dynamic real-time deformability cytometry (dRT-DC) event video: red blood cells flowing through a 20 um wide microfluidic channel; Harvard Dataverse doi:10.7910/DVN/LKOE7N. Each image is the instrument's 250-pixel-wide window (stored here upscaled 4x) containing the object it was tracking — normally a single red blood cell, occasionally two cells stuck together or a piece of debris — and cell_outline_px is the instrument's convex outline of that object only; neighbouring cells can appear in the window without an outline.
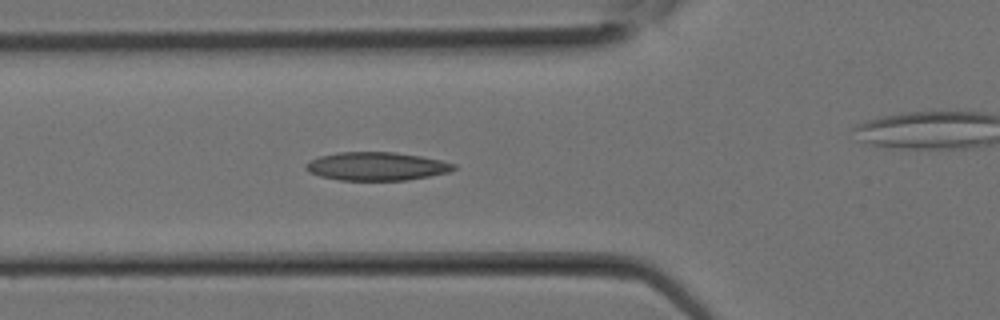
{"species": "Egyptian fruit bat (a non-hibernating species)", "species_latin": "Rousettus aegyptiacus", "temperature_condition": "room temperature", "stored_images_in_passage": 21, "camera_frame_rate_fps": 3000, "um_per_image_px": 0.085, "animal": {"sex": "female"}, "frame": {"image": 1, "passage_image": 10, "time_ms": 3.0, "image_size_px": [1000, 320], "cell_outline_px": [[456, 168], [448, 172], [408, 180], [340, 180], [320, 176], [308, 172], [304, 168], [304, 164], [308, 160], [320, 156], [340, 152], [396, 152], [420, 156], [440, 160], [456, 164]], "centroid_in_image_um": [31.96, 14.13], "position_along_channel_um": 93.8, "area_um2": 24.45}}
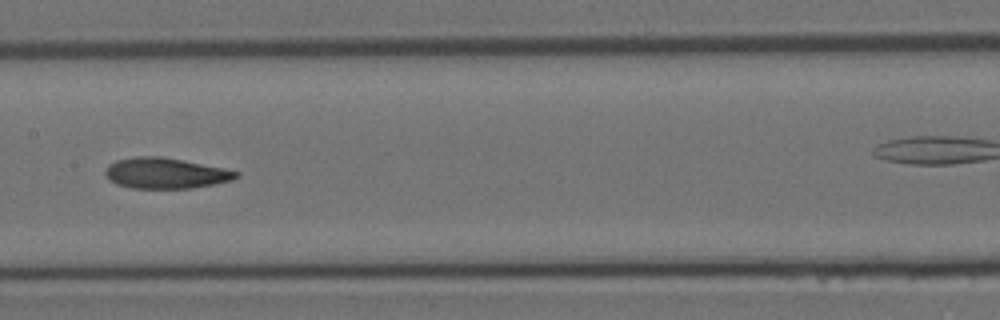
{"frame": {"image": 2, "passage_image": 14, "time_ms": 4.333, "image_size_px": [1000, 320], "cell_outline_px": [[240, 176], [232, 180], [192, 188], [132, 188], [116, 184], [108, 180], [104, 172], [108, 164], [116, 160], [136, 156], [160, 156], [184, 160], [224, 168], [240, 172]], "centroid_in_image_um": [14.05, 14.71], "position_along_channel_um": 193.4, "area_um2": 23.52}}
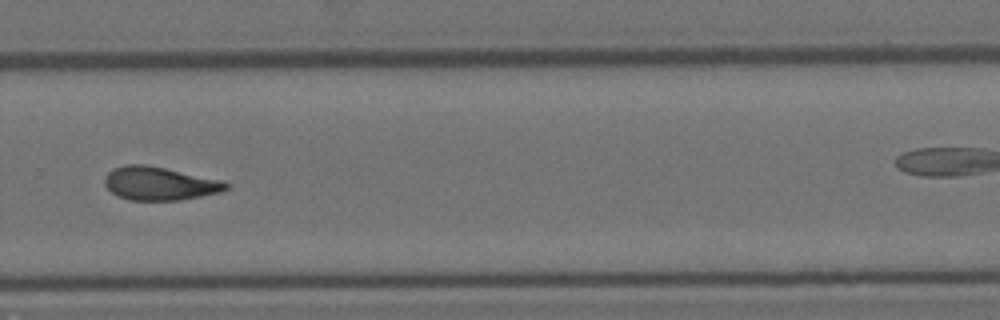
{"frame": {"image": 3, "passage_image": 19, "time_ms": 6.0, "image_size_px": [1000, 320], "cell_outline_px": [[228, 188], [220, 192], [180, 200], [128, 200], [112, 192], [104, 184], [104, 176], [112, 168], [124, 164], [148, 164], [224, 180], [228, 184]], "centroid_in_image_um": [13.55, 15.57], "position_along_channel_um": 316.2, "area_um2": 23.81}}